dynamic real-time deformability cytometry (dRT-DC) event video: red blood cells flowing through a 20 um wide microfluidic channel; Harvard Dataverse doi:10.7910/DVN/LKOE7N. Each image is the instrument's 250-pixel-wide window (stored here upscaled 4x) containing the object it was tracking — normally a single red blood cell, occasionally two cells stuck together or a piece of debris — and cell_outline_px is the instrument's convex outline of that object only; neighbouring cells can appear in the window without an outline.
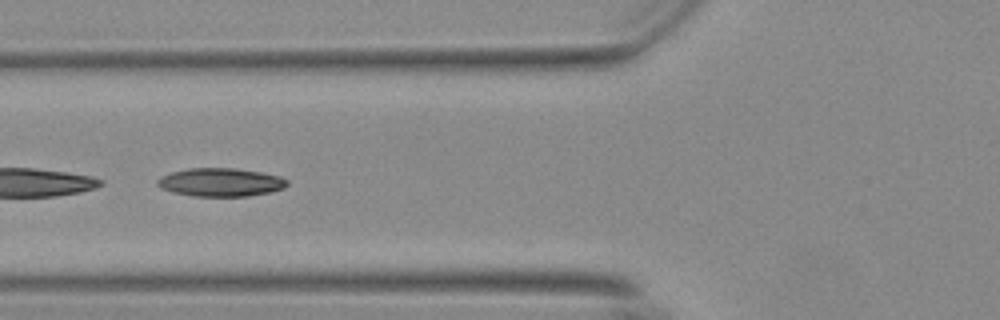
{"species": "Egyptian fruit bat (a non-hibernating species)", "species_latin": "Rousettus aegyptiacus", "temperature_condition": "warm", "stored_images_in_passage": 44, "camera_frame_rate_fps": 3000, "um_per_image_px": 0.085, "animal": {"sex": "female"}, "frame": {"image": 1, "passage_image": 15, "time_ms": 4.667, "image_size_px": [1000, 320], "cell_outline_px": [[288, 184], [284, 188], [272, 192], [248, 196], [192, 196], [172, 192], [160, 188], [156, 184], [156, 180], [160, 176], [172, 172], [188, 168], [236, 168], [260, 172], [280, 176], [288, 180]], "centroid_in_image_um": [18.74, 15.49], "position_along_channel_um": 107.1, "area_um2": 21.62}}
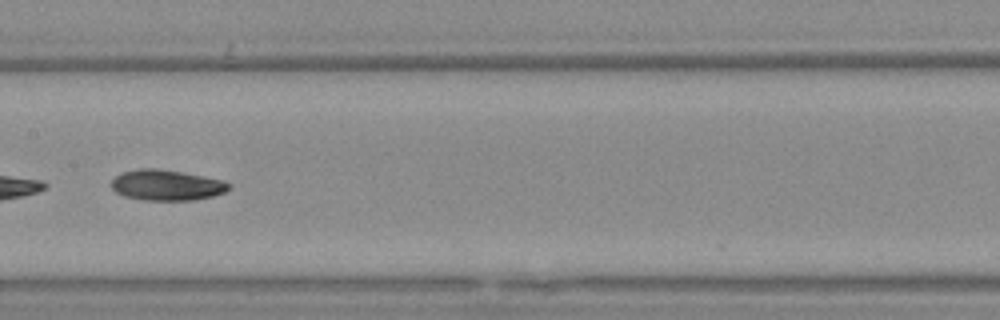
{"frame": {"image": 2, "passage_image": 22, "time_ms": 7.0, "image_size_px": [1000, 320], "cell_outline_px": [[232, 184], [224, 192], [212, 196], [196, 200], [144, 200], [124, 196], [116, 192], [112, 188], [112, 180], [116, 176], [124, 172], [140, 168], [152, 168], [180, 172], [220, 180]], "centroid_in_image_um": [14.13, 15.75], "position_along_channel_um": 193.3, "area_um2": 20.58}}
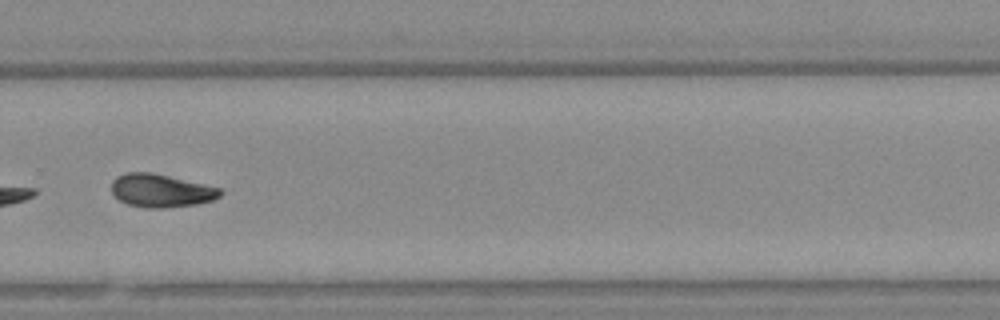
{"frame": {"image": 3, "passage_image": 32, "time_ms": 10.333, "image_size_px": [1000, 320], "cell_outline_px": [[224, 192], [220, 196], [212, 200], [196, 204], [164, 208], [144, 208], [128, 204], [120, 200], [112, 192], [112, 180], [116, 176], [128, 172], [148, 172], [220, 188]], "centroid_in_image_um": [13.66, 16.21], "position_along_channel_um": 316.1, "area_um2": 20.69}, "authors_computed_cell_mechanics": {"area_um2": 21.0103, "velocity_mm_per_s": 3.7039, "shape_relaxation_time_tau1_ms": 9.9088, "shape_relaxation_time_tau2_ms": null, "deformation_change_tau1": 0.1751, "deformation_change_tau2": null}}